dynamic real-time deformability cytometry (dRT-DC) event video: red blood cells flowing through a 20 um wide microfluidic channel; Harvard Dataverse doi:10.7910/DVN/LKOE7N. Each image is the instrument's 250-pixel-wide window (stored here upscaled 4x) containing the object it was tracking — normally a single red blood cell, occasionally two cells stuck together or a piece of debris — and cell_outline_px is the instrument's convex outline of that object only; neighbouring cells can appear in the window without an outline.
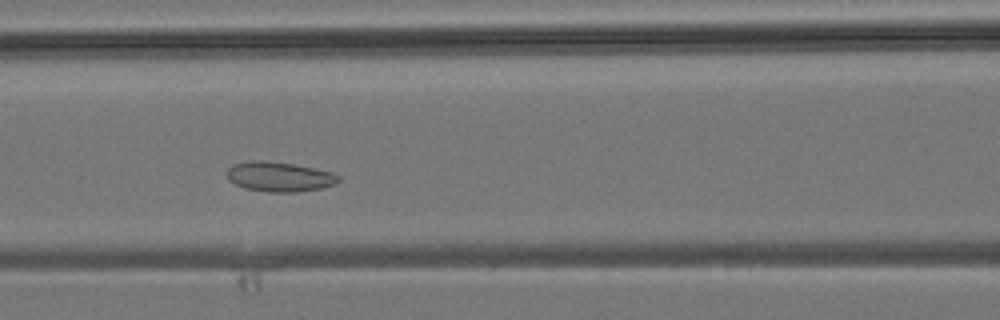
{"species": "common noctule bat (a hibernating species)", "species_latin": "Nyctalus noctula", "temperature_condition": "room temperature", "stored_images_in_passage": 34, "camera_frame_rate_fps": 3000, "um_per_image_px": 0.085, "animal": {"sex": "male", "body_mass_g": 19.2, "forearm_length_mm": 51.8}, "frame": {"image": 1, "passage_image": 8, "time_ms": 2.333, "image_size_px": [1000, 320], "cell_outline_px": [[340, 180], [324, 188], [296, 192], [268, 192], [244, 188], [228, 180], [228, 168], [232, 164], [252, 160], [264, 160], [292, 164], [316, 168], [332, 172], [340, 176]], "centroid_in_image_um": [23.75, 15.02], "position_along_channel_um": 142.9, "area_um2": 19.42}}
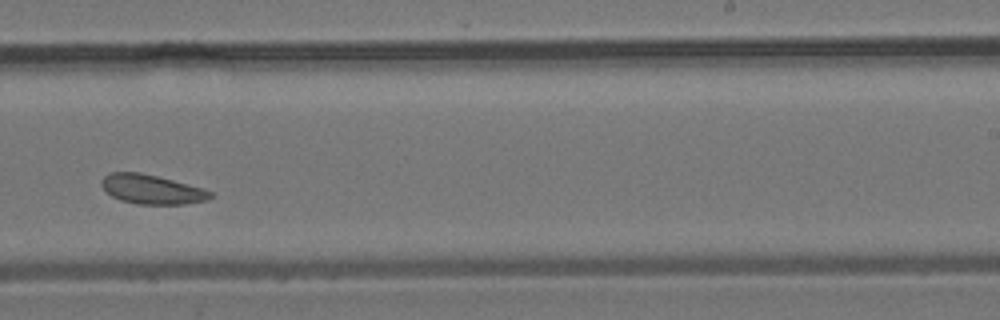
{"frame": {"image": 2, "passage_image": 17, "time_ms": 5.333, "image_size_px": [1000, 320], "cell_outline_px": [[212, 196], [208, 200], [184, 204], [136, 204], [120, 200], [112, 196], [100, 184], [104, 176], [112, 172], [140, 172], [204, 188], [212, 192]], "centroid_in_image_um": [12.91, 16.1], "position_along_channel_um": 276.1, "area_um2": 18.5}}
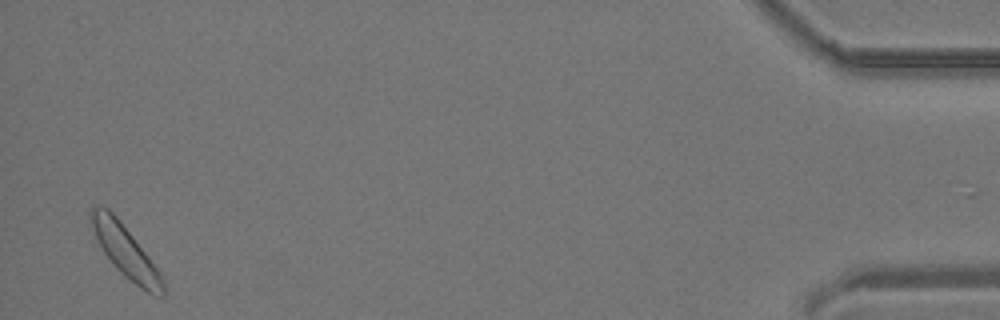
{"frame": {"image": 3, "passage_image": 33, "time_ms": 10.667, "image_size_px": [1000, 320], "cell_outline_px": [[164, 296], [160, 296], [148, 292], [140, 288], [124, 276], [116, 268], [104, 252], [88, 224], [88, 212], [96, 204], [108, 208], [116, 216], [160, 272], [164, 280]], "centroid_in_image_um": [10.6, 21.32], "position_along_channel_um": 424.6, "area_um2": 21.5}}